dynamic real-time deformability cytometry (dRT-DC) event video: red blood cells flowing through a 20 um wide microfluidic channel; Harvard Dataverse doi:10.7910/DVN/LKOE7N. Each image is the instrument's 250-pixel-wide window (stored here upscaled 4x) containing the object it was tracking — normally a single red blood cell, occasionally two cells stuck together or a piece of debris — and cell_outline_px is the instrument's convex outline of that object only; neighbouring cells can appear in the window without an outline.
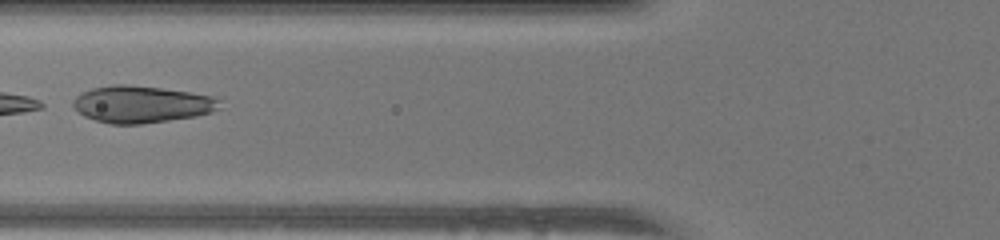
{"species": "human", "species_latin": "Homo sapiens", "temperature_condition": "warm", "stored_images_in_passage": 35, "segment_of_instrument_passage": [2, 2], "camera_frame_rate_fps": 3000, "um_per_image_px": 0.085, "donor": {"sex": "female"}, "frame": {"image": 1, "passage_image": 20, "time_ms": 6.333, "image_size_px": [1000, 240], "cell_outline_px": [[220, 108], [212, 112], [196, 116], [140, 124], [112, 124], [96, 120], [84, 116], [72, 108], [72, 100], [76, 96], [92, 88], [112, 84], [124, 84], [160, 88], [188, 92], [212, 96], [220, 100]], "centroid_in_image_um": [12.0, 8.86], "position_along_channel_um": 113.8, "area_um2": 31.5}}
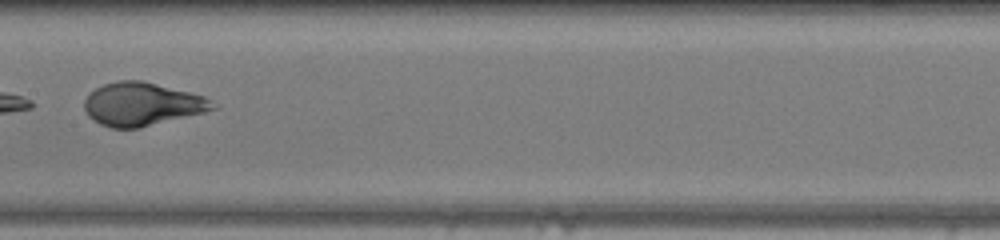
{"frame": {"image": 2, "passage_image": 26, "time_ms": 8.333, "image_size_px": [1000, 240], "cell_outline_px": [[220, 108], [204, 112], [136, 128], [112, 128], [100, 124], [88, 116], [84, 108], [84, 100], [96, 88], [104, 84], [120, 80], [140, 80], [204, 96], [212, 100]], "centroid_in_image_um": [12.07, 8.85], "position_along_channel_um": 195.3, "area_um2": 31.91}}
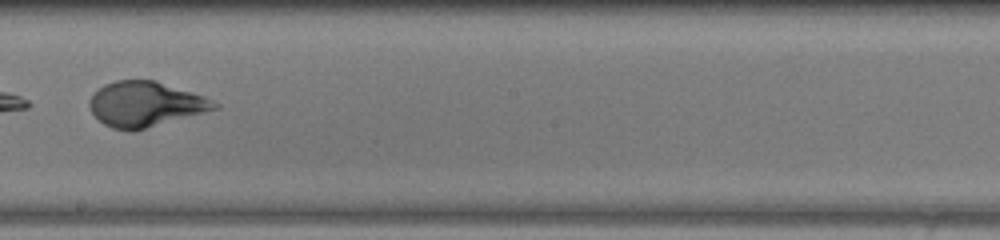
{"frame": {"image": 3, "passage_image": 29, "time_ms": 9.333, "image_size_px": [1000, 240], "cell_outline_px": [[220, 108], [132, 132], [128, 132], [112, 128], [104, 124], [92, 112], [88, 104], [88, 100], [92, 92], [104, 84], [116, 80], [156, 80], [204, 96], [220, 104]], "centroid_in_image_um": [12.33, 8.85], "position_along_channel_um": 235.9, "area_um2": 33.06}}